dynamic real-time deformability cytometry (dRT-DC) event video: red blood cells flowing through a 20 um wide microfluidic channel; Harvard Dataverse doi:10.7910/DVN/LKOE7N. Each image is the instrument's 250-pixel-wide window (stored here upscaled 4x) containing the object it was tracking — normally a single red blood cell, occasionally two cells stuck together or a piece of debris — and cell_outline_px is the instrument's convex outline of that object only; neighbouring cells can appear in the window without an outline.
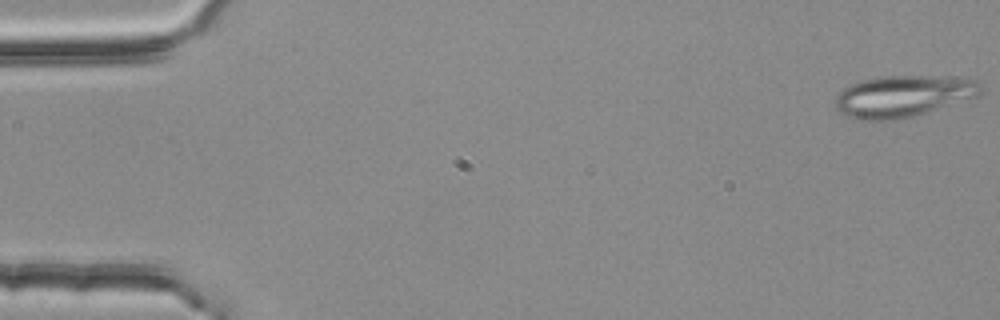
{"species": "common noctule bat (a hibernating species)", "species_latin": "Nyctalus noctula", "temperature_condition": "room temperature", "stored_images_in_passage": 3, "camera_frame_rate_fps": 3000, "um_per_image_px": 0.085, "animal": {"sex": "female", "body_mass_g": 25.1}, "frame": {"image": 1, "passage_image": 1, "time_ms": 0.0, "image_size_px": [1000, 320], "cell_outline_px": [[984, 92], [980, 96], [912, 116], [896, 120], [856, 120], [840, 112], [836, 108], [832, 100], [844, 88], [860, 80], [884, 76], [964, 76], [980, 80]], "centroid_in_image_um": [76.83, 8.15], "position_along_channel_um": 8.2, "area_um2": 35.89}}